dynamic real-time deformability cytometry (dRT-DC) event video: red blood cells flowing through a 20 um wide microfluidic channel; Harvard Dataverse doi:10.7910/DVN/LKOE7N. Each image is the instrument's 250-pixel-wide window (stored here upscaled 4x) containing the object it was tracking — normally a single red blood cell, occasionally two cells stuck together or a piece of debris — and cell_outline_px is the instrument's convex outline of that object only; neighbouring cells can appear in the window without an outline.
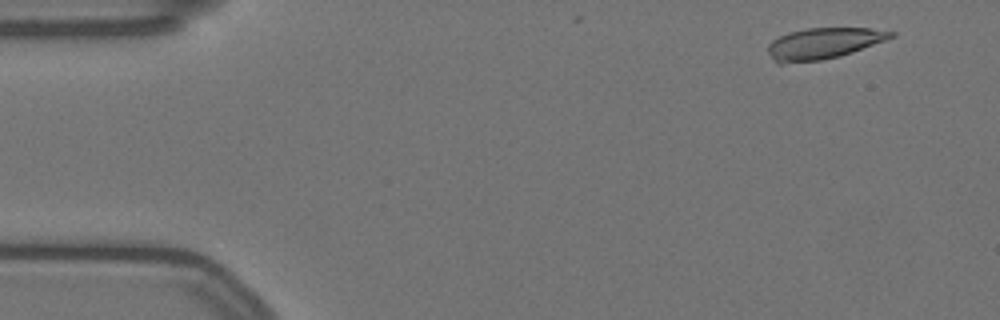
{"species": "Egyptian fruit bat (a non-hibernating species)", "species_latin": "Rousettus aegyptiacus", "temperature_condition": "warm", "stored_images_in_passage": 9, "camera_frame_rate_fps": 3000, "um_per_image_px": 0.085, "animal": {"sex": "female"}, "frame": {"image": 1, "passage_image": 4, "time_ms": 1.0, "image_size_px": [1000, 320], "cell_outline_px": [[896, 36], [852, 52], [840, 56], [820, 60], [784, 64], [776, 64], [768, 52], [768, 44], [772, 40], [788, 32], [808, 28], [872, 28], [896, 32]], "centroid_in_image_um": [69.97, 3.69], "position_along_channel_um": 15.0, "area_um2": 22.37}}